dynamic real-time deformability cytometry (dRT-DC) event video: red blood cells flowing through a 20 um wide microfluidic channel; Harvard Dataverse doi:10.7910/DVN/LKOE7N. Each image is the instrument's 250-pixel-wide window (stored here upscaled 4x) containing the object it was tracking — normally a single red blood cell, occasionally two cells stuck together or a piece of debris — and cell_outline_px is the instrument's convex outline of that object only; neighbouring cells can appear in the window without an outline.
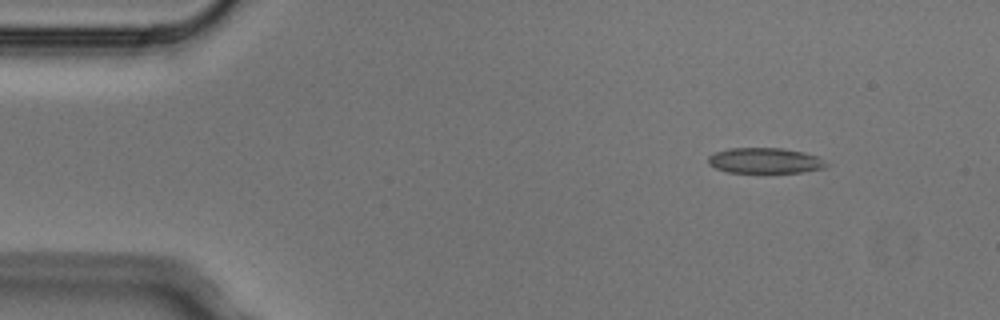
{"species": "Egyptian fruit bat (a non-hibernating species)", "species_latin": "Rousettus aegyptiacus", "temperature_condition": "cold", "stored_images_in_passage": 6, "camera_frame_rate_fps": 3000, "um_per_image_px": 0.085, "animal": {"sex": "male"}, "frame": {"image": 1, "passage_image": 1, "time_ms": 0.0, "image_size_px": [1000, 320], "cell_outline_px": [[828, 164], [824, 168], [800, 172], [728, 172], [716, 168], [708, 164], [708, 156], [716, 152], [728, 148], [784, 148], [804, 152], [816, 156]], "centroid_in_image_um": [64.99, 13.64], "position_along_channel_um": 20.0, "area_um2": 17.4}}
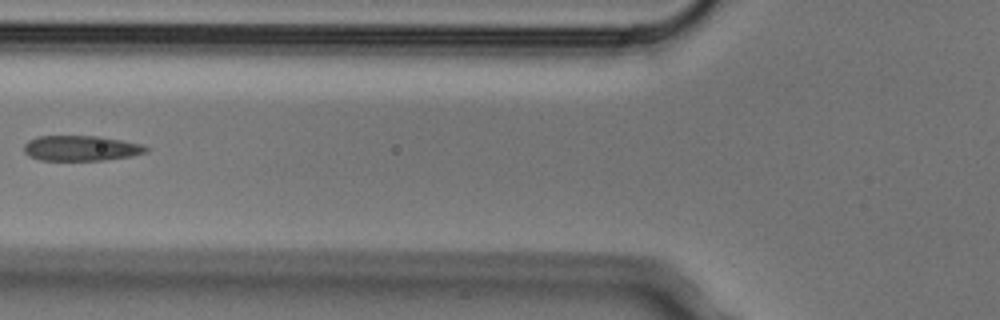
{"frame": {"image": 2, "passage_image": 5, "time_ms": 1.333, "image_size_px": [1000, 320], "cell_outline_px": [[148, 152], [132, 156], [104, 160], [40, 160], [28, 156], [24, 152], [24, 144], [28, 140], [36, 136], [100, 136], [140, 144], [148, 148]], "centroid_in_image_um": [6.85, 12.6], "position_along_channel_um": 118.9, "area_um2": 18.03}}
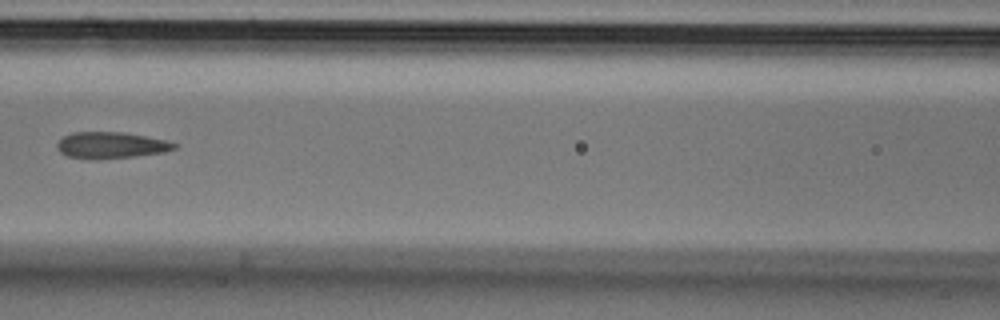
{"frame": {"image": 3, "passage_image": 6, "time_ms": 1.667, "image_size_px": [1000, 320], "cell_outline_px": [[180, 144], [176, 148], [164, 152], [136, 156], [96, 160], [88, 160], [68, 156], [60, 152], [56, 148], [56, 144], [64, 136], [72, 132], [124, 132], [164, 140]], "centroid_in_image_um": [9.41, 12.36], "position_along_channel_um": 157.2, "area_um2": 18.21}}